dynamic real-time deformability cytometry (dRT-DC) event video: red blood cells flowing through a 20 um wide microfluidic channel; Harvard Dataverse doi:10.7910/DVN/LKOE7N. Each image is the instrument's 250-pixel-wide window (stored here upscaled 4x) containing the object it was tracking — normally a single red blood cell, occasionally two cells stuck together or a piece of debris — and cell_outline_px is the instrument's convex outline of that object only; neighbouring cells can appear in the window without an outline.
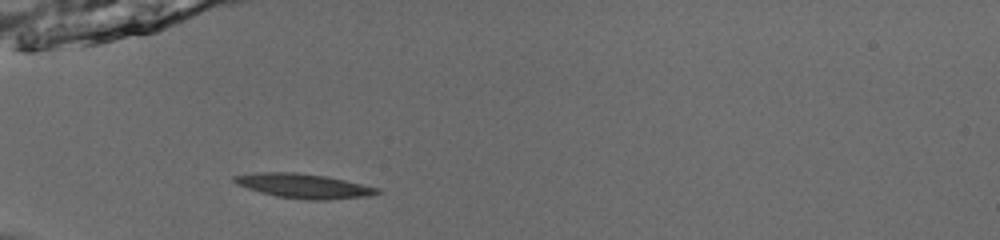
{"species": "common noctule bat (a hibernating species)", "species_latin": "Nyctalus noctula", "temperature_condition": "room temperature", "stored_images_in_passage": 36, "camera_frame_rate_fps": 3000, "um_per_image_px": 0.085, "animal": {"sex": "male", "body_mass_g": 13.0, "forearm_length_mm": 53.1}, "frame": {"image": 1, "passage_image": 1, "time_ms": 0.0, "image_size_px": [1000, 240], "cell_outline_px": [[384, 192], [368, 196], [328, 200], [308, 200], [276, 196], [260, 192], [236, 184], [232, 180], [232, 176], [256, 172], [296, 172], [324, 176], [344, 180], [380, 188]], "centroid_in_image_um": [25.82, 15.8], "position_along_channel_um": 59.2, "area_um2": 20.46}}
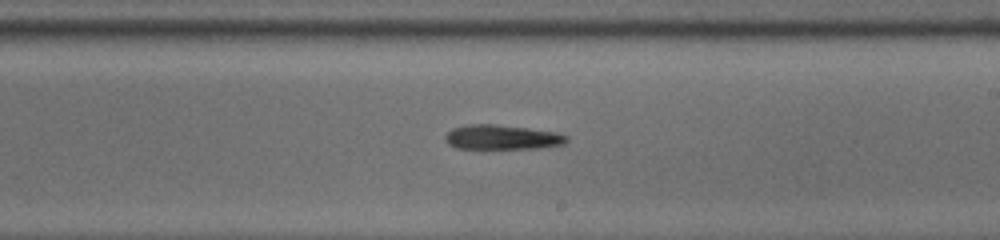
{"frame": {"image": 2, "passage_image": 16, "time_ms": 5.0, "image_size_px": [1000, 240], "cell_outline_px": [[568, 140], [564, 144], [540, 148], [456, 148], [448, 144], [444, 140], [444, 136], [452, 128], [468, 124], [496, 124], [556, 132], [568, 136]], "centroid_in_image_um": [42.65, 11.66], "position_along_channel_um": 246.3, "area_um2": 17.4}}
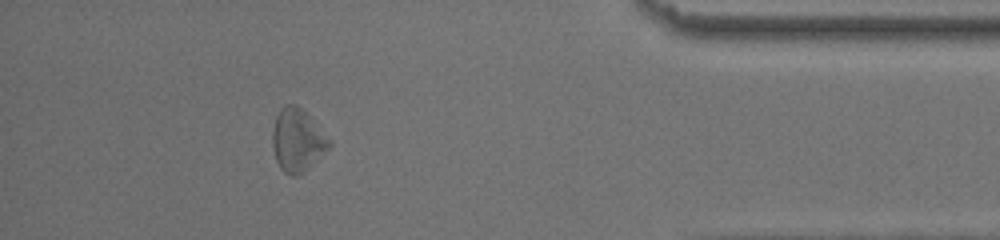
{"frame": {"image": 3, "passage_image": 31, "time_ms": 10.0, "image_size_px": [1000, 240], "cell_outline_px": [[332, 144], [300, 176], [292, 176], [284, 172], [280, 168], [276, 160], [272, 144], [272, 132], [276, 116], [280, 108], [288, 104], [296, 104], [332, 140]], "centroid_in_image_um": [25.26, 11.93], "position_along_channel_um": 409.9, "area_um2": 20.58}, "authors_computed_cell_mechanics": {"area_um2": 18.207, "velocity_mm_per_s": 3.9254, "shape_relaxation_time_tau1_ms": 7.6433, "shape_relaxation_time_tau2_ms": null, "deformation_change_tau1": 0.1896, "deformation_change_tau2": null}}